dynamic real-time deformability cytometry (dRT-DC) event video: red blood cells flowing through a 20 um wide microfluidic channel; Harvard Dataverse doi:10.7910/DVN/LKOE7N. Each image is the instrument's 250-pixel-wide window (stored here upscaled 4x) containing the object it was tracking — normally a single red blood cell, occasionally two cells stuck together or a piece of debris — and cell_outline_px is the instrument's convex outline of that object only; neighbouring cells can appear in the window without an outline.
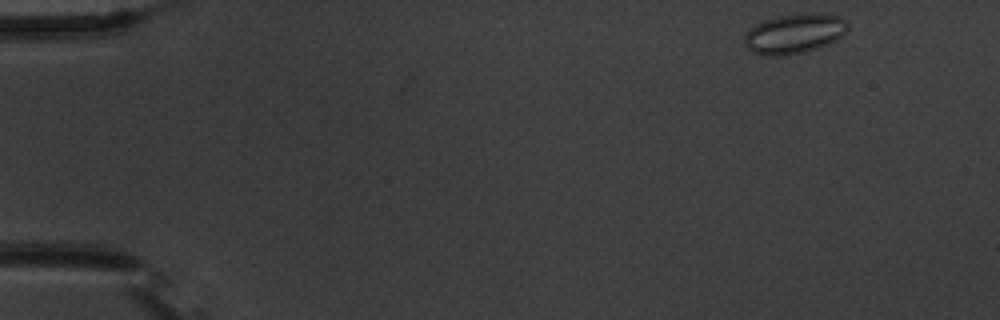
{"species": "common noctule bat (a hibernating species)", "species_latin": "Nyctalus noctula", "temperature_condition": "warm", "stored_images_in_passage": 51, "camera_frame_rate_fps": 3000, "um_per_image_px": 0.085, "animal": {"sex": "male", "body_mass_g": 20.1, "forearm_length_mm": 53.5}, "frame": {"image": 1, "passage_image": 1, "time_ms": 0.0, "image_size_px": [1000, 320], "cell_outline_px": [[848, 28], [836, 40], [828, 44], [816, 48], [784, 56], [764, 56], [752, 52], [744, 44], [744, 36], [756, 24], [764, 20], [780, 16], [840, 16], [848, 20]], "centroid_in_image_um": [67.47, 2.92], "position_along_channel_um": 17.5, "area_um2": 23.0}}
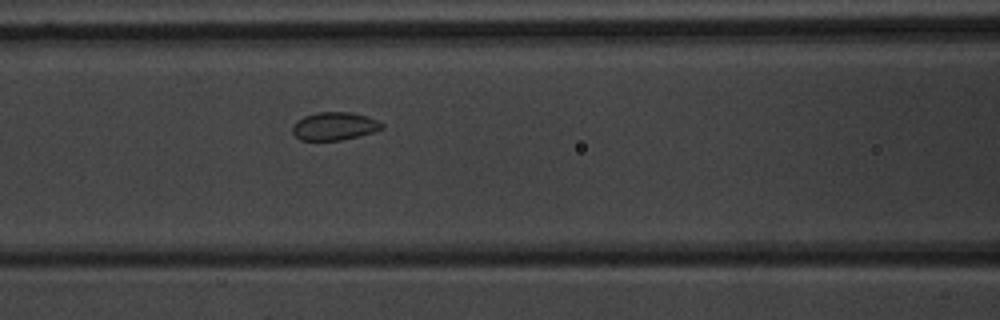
{"frame": {"image": 2, "passage_image": 20, "time_ms": 6.333, "image_size_px": [1000, 320], "cell_outline_px": [[384, 128], [372, 132], [340, 140], [300, 140], [292, 132], [292, 124], [296, 120], [304, 116], [316, 112], [352, 112], [376, 120], [384, 124]], "centroid_in_image_um": [28.38, 10.71], "position_along_channel_um": 138.2, "area_um2": 14.51}}
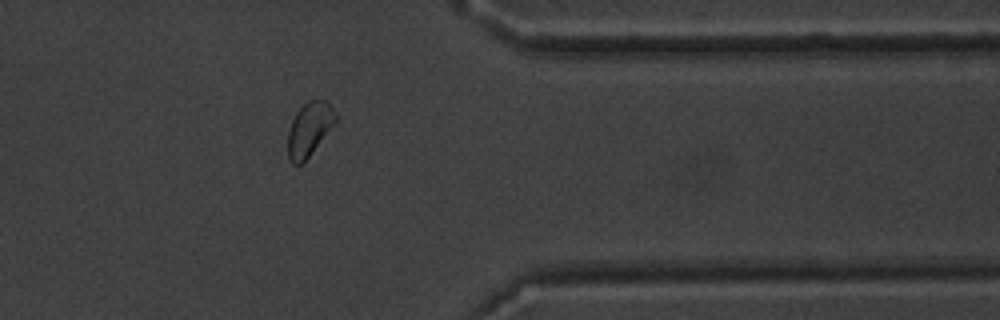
{"frame": {"image": 3, "passage_image": 41, "time_ms": 13.333, "image_size_px": [1000, 320], "cell_outline_px": [[336, 120], [304, 164], [292, 164], [288, 156], [288, 132], [292, 120], [296, 112], [308, 100], [328, 100], [332, 104], [336, 116]], "centroid_in_image_um": [26.28, 10.98], "position_along_channel_um": 385.1, "area_um2": 14.91}, "authors_computed_cell_mechanics": {"area_um2": 15.1436, "velocity_mm_per_s": 3.6729, "shape_relaxation_time_tau1_ms": null, "shape_relaxation_time_tau2_ms": 1.0305, "deformation_change_tau1": null, "deformation_change_tau2": 0.0486}}